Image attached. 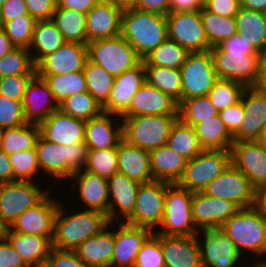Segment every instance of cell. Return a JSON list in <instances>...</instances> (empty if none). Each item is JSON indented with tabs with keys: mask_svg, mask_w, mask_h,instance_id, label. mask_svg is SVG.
I'll return each mask as SVG.
<instances>
[{
	"mask_svg": "<svg viewBox=\"0 0 266 267\" xmlns=\"http://www.w3.org/2000/svg\"><path fill=\"white\" fill-rule=\"evenodd\" d=\"M201 18L210 47L217 46L232 35L237 34V22L235 17L219 16L207 11L203 7L201 10Z\"/></svg>",
	"mask_w": 266,
	"mask_h": 267,
	"instance_id": "44",
	"label": "cell"
},
{
	"mask_svg": "<svg viewBox=\"0 0 266 267\" xmlns=\"http://www.w3.org/2000/svg\"><path fill=\"white\" fill-rule=\"evenodd\" d=\"M239 208L231 201L214 198L203 192L193 193L192 218L196 228L223 226Z\"/></svg>",
	"mask_w": 266,
	"mask_h": 267,
	"instance_id": "27",
	"label": "cell"
},
{
	"mask_svg": "<svg viewBox=\"0 0 266 267\" xmlns=\"http://www.w3.org/2000/svg\"><path fill=\"white\" fill-rule=\"evenodd\" d=\"M6 0H0V9L2 8V6L4 5V2H5Z\"/></svg>",
	"mask_w": 266,
	"mask_h": 267,
	"instance_id": "76",
	"label": "cell"
},
{
	"mask_svg": "<svg viewBox=\"0 0 266 267\" xmlns=\"http://www.w3.org/2000/svg\"><path fill=\"white\" fill-rule=\"evenodd\" d=\"M203 9V0H170V12H195Z\"/></svg>",
	"mask_w": 266,
	"mask_h": 267,
	"instance_id": "66",
	"label": "cell"
},
{
	"mask_svg": "<svg viewBox=\"0 0 266 267\" xmlns=\"http://www.w3.org/2000/svg\"><path fill=\"white\" fill-rule=\"evenodd\" d=\"M60 202L49 194L37 205L25 210L9 227L13 232L54 237L55 217Z\"/></svg>",
	"mask_w": 266,
	"mask_h": 267,
	"instance_id": "16",
	"label": "cell"
},
{
	"mask_svg": "<svg viewBox=\"0 0 266 267\" xmlns=\"http://www.w3.org/2000/svg\"><path fill=\"white\" fill-rule=\"evenodd\" d=\"M1 234L10 242L28 267H44L53 248V237L16 233L9 227L2 229Z\"/></svg>",
	"mask_w": 266,
	"mask_h": 267,
	"instance_id": "29",
	"label": "cell"
},
{
	"mask_svg": "<svg viewBox=\"0 0 266 267\" xmlns=\"http://www.w3.org/2000/svg\"><path fill=\"white\" fill-rule=\"evenodd\" d=\"M118 173L128 176L139 183H149L154 181L150 152L138 146L129 144L122 139L118 145Z\"/></svg>",
	"mask_w": 266,
	"mask_h": 267,
	"instance_id": "31",
	"label": "cell"
},
{
	"mask_svg": "<svg viewBox=\"0 0 266 267\" xmlns=\"http://www.w3.org/2000/svg\"><path fill=\"white\" fill-rule=\"evenodd\" d=\"M40 135L57 145L85 143L86 121L55 110L39 125Z\"/></svg>",
	"mask_w": 266,
	"mask_h": 267,
	"instance_id": "20",
	"label": "cell"
},
{
	"mask_svg": "<svg viewBox=\"0 0 266 267\" xmlns=\"http://www.w3.org/2000/svg\"><path fill=\"white\" fill-rule=\"evenodd\" d=\"M155 235L161 240L165 267H202L200 245L196 235Z\"/></svg>",
	"mask_w": 266,
	"mask_h": 267,
	"instance_id": "24",
	"label": "cell"
},
{
	"mask_svg": "<svg viewBox=\"0 0 266 267\" xmlns=\"http://www.w3.org/2000/svg\"><path fill=\"white\" fill-rule=\"evenodd\" d=\"M22 105L26 123L32 125H40L59 109L49 85L37 75L26 85Z\"/></svg>",
	"mask_w": 266,
	"mask_h": 267,
	"instance_id": "21",
	"label": "cell"
},
{
	"mask_svg": "<svg viewBox=\"0 0 266 267\" xmlns=\"http://www.w3.org/2000/svg\"><path fill=\"white\" fill-rule=\"evenodd\" d=\"M23 15H28L25 0H6L0 9V27L5 22Z\"/></svg>",
	"mask_w": 266,
	"mask_h": 267,
	"instance_id": "63",
	"label": "cell"
},
{
	"mask_svg": "<svg viewBox=\"0 0 266 267\" xmlns=\"http://www.w3.org/2000/svg\"><path fill=\"white\" fill-rule=\"evenodd\" d=\"M136 9L166 16L170 12V0H137Z\"/></svg>",
	"mask_w": 266,
	"mask_h": 267,
	"instance_id": "64",
	"label": "cell"
},
{
	"mask_svg": "<svg viewBox=\"0 0 266 267\" xmlns=\"http://www.w3.org/2000/svg\"><path fill=\"white\" fill-rule=\"evenodd\" d=\"M241 7L266 13V0H241Z\"/></svg>",
	"mask_w": 266,
	"mask_h": 267,
	"instance_id": "69",
	"label": "cell"
},
{
	"mask_svg": "<svg viewBox=\"0 0 266 267\" xmlns=\"http://www.w3.org/2000/svg\"><path fill=\"white\" fill-rule=\"evenodd\" d=\"M231 165L245 174L258 190L266 184V147L254 141L233 142L230 147Z\"/></svg>",
	"mask_w": 266,
	"mask_h": 267,
	"instance_id": "15",
	"label": "cell"
},
{
	"mask_svg": "<svg viewBox=\"0 0 266 267\" xmlns=\"http://www.w3.org/2000/svg\"><path fill=\"white\" fill-rule=\"evenodd\" d=\"M37 76L44 79L49 85L58 104L71 95L88 92L84 71H76L65 75Z\"/></svg>",
	"mask_w": 266,
	"mask_h": 267,
	"instance_id": "43",
	"label": "cell"
},
{
	"mask_svg": "<svg viewBox=\"0 0 266 267\" xmlns=\"http://www.w3.org/2000/svg\"><path fill=\"white\" fill-rule=\"evenodd\" d=\"M178 111L179 118L193 127L219 114L208 96L185 99L179 104Z\"/></svg>",
	"mask_w": 266,
	"mask_h": 267,
	"instance_id": "47",
	"label": "cell"
},
{
	"mask_svg": "<svg viewBox=\"0 0 266 267\" xmlns=\"http://www.w3.org/2000/svg\"><path fill=\"white\" fill-rule=\"evenodd\" d=\"M223 228L242 257L245 258L248 252V255L256 254L257 261L252 260L253 263L263 257L266 244V215L256 206L240 208L223 224Z\"/></svg>",
	"mask_w": 266,
	"mask_h": 267,
	"instance_id": "3",
	"label": "cell"
},
{
	"mask_svg": "<svg viewBox=\"0 0 266 267\" xmlns=\"http://www.w3.org/2000/svg\"><path fill=\"white\" fill-rule=\"evenodd\" d=\"M88 151L85 143H75L67 146V179L70 180L74 172L84 170Z\"/></svg>",
	"mask_w": 266,
	"mask_h": 267,
	"instance_id": "57",
	"label": "cell"
},
{
	"mask_svg": "<svg viewBox=\"0 0 266 267\" xmlns=\"http://www.w3.org/2000/svg\"><path fill=\"white\" fill-rule=\"evenodd\" d=\"M34 181L0 183V228L5 229L27 209L39 204L49 193Z\"/></svg>",
	"mask_w": 266,
	"mask_h": 267,
	"instance_id": "7",
	"label": "cell"
},
{
	"mask_svg": "<svg viewBox=\"0 0 266 267\" xmlns=\"http://www.w3.org/2000/svg\"><path fill=\"white\" fill-rule=\"evenodd\" d=\"M113 222H110L101 233L81 243L74 251L90 267H111L114 250ZM110 227V228H109Z\"/></svg>",
	"mask_w": 266,
	"mask_h": 267,
	"instance_id": "32",
	"label": "cell"
},
{
	"mask_svg": "<svg viewBox=\"0 0 266 267\" xmlns=\"http://www.w3.org/2000/svg\"><path fill=\"white\" fill-rule=\"evenodd\" d=\"M219 46L226 52H243L244 54H261L257 52L247 39V34L237 33L224 40Z\"/></svg>",
	"mask_w": 266,
	"mask_h": 267,
	"instance_id": "62",
	"label": "cell"
},
{
	"mask_svg": "<svg viewBox=\"0 0 266 267\" xmlns=\"http://www.w3.org/2000/svg\"><path fill=\"white\" fill-rule=\"evenodd\" d=\"M244 119L240 129L233 135V141H254L266 124V91L246 87L242 94Z\"/></svg>",
	"mask_w": 266,
	"mask_h": 267,
	"instance_id": "19",
	"label": "cell"
},
{
	"mask_svg": "<svg viewBox=\"0 0 266 267\" xmlns=\"http://www.w3.org/2000/svg\"><path fill=\"white\" fill-rule=\"evenodd\" d=\"M123 10L108 0L99 2L86 14L87 43L121 34Z\"/></svg>",
	"mask_w": 266,
	"mask_h": 267,
	"instance_id": "23",
	"label": "cell"
},
{
	"mask_svg": "<svg viewBox=\"0 0 266 267\" xmlns=\"http://www.w3.org/2000/svg\"><path fill=\"white\" fill-rule=\"evenodd\" d=\"M146 82L143 61L136 67L115 77L103 112L122 116L130 107L131 100L139 88Z\"/></svg>",
	"mask_w": 266,
	"mask_h": 267,
	"instance_id": "22",
	"label": "cell"
},
{
	"mask_svg": "<svg viewBox=\"0 0 266 267\" xmlns=\"http://www.w3.org/2000/svg\"><path fill=\"white\" fill-rule=\"evenodd\" d=\"M219 116L228 132L233 136L240 129L241 122L245 116L242 97L236 104L221 110Z\"/></svg>",
	"mask_w": 266,
	"mask_h": 267,
	"instance_id": "58",
	"label": "cell"
},
{
	"mask_svg": "<svg viewBox=\"0 0 266 267\" xmlns=\"http://www.w3.org/2000/svg\"><path fill=\"white\" fill-rule=\"evenodd\" d=\"M70 179L76 180L79 199L85 204L82 209L96 210L108 215L110 198L107 179L85 170L74 172Z\"/></svg>",
	"mask_w": 266,
	"mask_h": 267,
	"instance_id": "30",
	"label": "cell"
},
{
	"mask_svg": "<svg viewBox=\"0 0 266 267\" xmlns=\"http://www.w3.org/2000/svg\"><path fill=\"white\" fill-rule=\"evenodd\" d=\"M40 135L39 125L24 124L2 130L0 148L6 153H16L35 148Z\"/></svg>",
	"mask_w": 266,
	"mask_h": 267,
	"instance_id": "40",
	"label": "cell"
},
{
	"mask_svg": "<svg viewBox=\"0 0 266 267\" xmlns=\"http://www.w3.org/2000/svg\"><path fill=\"white\" fill-rule=\"evenodd\" d=\"M194 128L203 150L229 151L234 142L219 114L196 124Z\"/></svg>",
	"mask_w": 266,
	"mask_h": 267,
	"instance_id": "37",
	"label": "cell"
},
{
	"mask_svg": "<svg viewBox=\"0 0 266 267\" xmlns=\"http://www.w3.org/2000/svg\"><path fill=\"white\" fill-rule=\"evenodd\" d=\"M15 47L5 31L0 27V59Z\"/></svg>",
	"mask_w": 266,
	"mask_h": 267,
	"instance_id": "68",
	"label": "cell"
},
{
	"mask_svg": "<svg viewBox=\"0 0 266 267\" xmlns=\"http://www.w3.org/2000/svg\"><path fill=\"white\" fill-rule=\"evenodd\" d=\"M14 75H36L28 48L15 47L0 59V78Z\"/></svg>",
	"mask_w": 266,
	"mask_h": 267,
	"instance_id": "48",
	"label": "cell"
},
{
	"mask_svg": "<svg viewBox=\"0 0 266 267\" xmlns=\"http://www.w3.org/2000/svg\"><path fill=\"white\" fill-rule=\"evenodd\" d=\"M121 118L123 139L151 152L167 144L171 128L179 115H139Z\"/></svg>",
	"mask_w": 266,
	"mask_h": 267,
	"instance_id": "4",
	"label": "cell"
},
{
	"mask_svg": "<svg viewBox=\"0 0 266 267\" xmlns=\"http://www.w3.org/2000/svg\"><path fill=\"white\" fill-rule=\"evenodd\" d=\"M66 42L87 44L86 14L66 8H56L51 19Z\"/></svg>",
	"mask_w": 266,
	"mask_h": 267,
	"instance_id": "39",
	"label": "cell"
},
{
	"mask_svg": "<svg viewBox=\"0 0 266 267\" xmlns=\"http://www.w3.org/2000/svg\"><path fill=\"white\" fill-rule=\"evenodd\" d=\"M86 46L88 61L103 67L113 77L138 66L143 61L121 34L89 42Z\"/></svg>",
	"mask_w": 266,
	"mask_h": 267,
	"instance_id": "5",
	"label": "cell"
},
{
	"mask_svg": "<svg viewBox=\"0 0 266 267\" xmlns=\"http://www.w3.org/2000/svg\"><path fill=\"white\" fill-rule=\"evenodd\" d=\"M2 130H3V129L0 127V137H1V134H2Z\"/></svg>",
	"mask_w": 266,
	"mask_h": 267,
	"instance_id": "77",
	"label": "cell"
},
{
	"mask_svg": "<svg viewBox=\"0 0 266 267\" xmlns=\"http://www.w3.org/2000/svg\"><path fill=\"white\" fill-rule=\"evenodd\" d=\"M122 139L123 122L121 116L102 112L99 116L86 121L85 144L88 150L118 147Z\"/></svg>",
	"mask_w": 266,
	"mask_h": 267,
	"instance_id": "25",
	"label": "cell"
},
{
	"mask_svg": "<svg viewBox=\"0 0 266 267\" xmlns=\"http://www.w3.org/2000/svg\"><path fill=\"white\" fill-rule=\"evenodd\" d=\"M99 0H57V8L76 10L87 14Z\"/></svg>",
	"mask_w": 266,
	"mask_h": 267,
	"instance_id": "65",
	"label": "cell"
},
{
	"mask_svg": "<svg viewBox=\"0 0 266 267\" xmlns=\"http://www.w3.org/2000/svg\"><path fill=\"white\" fill-rule=\"evenodd\" d=\"M265 253H266V244L264 247L263 257H261V260H258V262H256V264L261 265V266H266V258H264ZM262 259H264V260H262Z\"/></svg>",
	"mask_w": 266,
	"mask_h": 267,
	"instance_id": "74",
	"label": "cell"
},
{
	"mask_svg": "<svg viewBox=\"0 0 266 267\" xmlns=\"http://www.w3.org/2000/svg\"><path fill=\"white\" fill-rule=\"evenodd\" d=\"M256 207L266 215V184L256 192Z\"/></svg>",
	"mask_w": 266,
	"mask_h": 267,
	"instance_id": "71",
	"label": "cell"
},
{
	"mask_svg": "<svg viewBox=\"0 0 266 267\" xmlns=\"http://www.w3.org/2000/svg\"><path fill=\"white\" fill-rule=\"evenodd\" d=\"M134 267H165L161 240L154 233L142 245Z\"/></svg>",
	"mask_w": 266,
	"mask_h": 267,
	"instance_id": "53",
	"label": "cell"
},
{
	"mask_svg": "<svg viewBox=\"0 0 266 267\" xmlns=\"http://www.w3.org/2000/svg\"><path fill=\"white\" fill-rule=\"evenodd\" d=\"M196 236L200 245L202 267H241L239 262L244 259L224 232L223 226L200 227Z\"/></svg>",
	"mask_w": 266,
	"mask_h": 267,
	"instance_id": "10",
	"label": "cell"
},
{
	"mask_svg": "<svg viewBox=\"0 0 266 267\" xmlns=\"http://www.w3.org/2000/svg\"><path fill=\"white\" fill-rule=\"evenodd\" d=\"M166 19L168 38L188 52H206L211 49L205 34L201 11L169 12Z\"/></svg>",
	"mask_w": 266,
	"mask_h": 267,
	"instance_id": "14",
	"label": "cell"
},
{
	"mask_svg": "<svg viewBox=\"0 0 266 267\" xmlns=\"http://www.w3.org/2000/svg\"><path fill=\"white\" fill-rule=\"evenodd\" d=\"M180 72L182 101L192 97L207 96L219 79L210 50L189 53Z\"/></svg>",
	"mask_w": 266,
	"mask_h": 267,
	"instance_id": "12",
	"label": "cell"
},
{
	"mask_svg": "<svg viewBox=\"0 0 266 267\" xmlns=\"http://www.w3.org/2000/svg\"><path fill=\"white\" fill-rule=\"evenodd\" d=\"M251 266H252V267H266V266L258 265V264H256V263H255V264L253 263V265H250V267H251Z\"/></svg>",
	"mask_w": 266,
	"mask_h": 267,
	"instance_id": "75",
	"label": "cell"
},
{
	"mask_svg": "<svg viewBox=\"0 0 266 267\" xmlns=\"http://www.w3.org/2000/svg\"><path fill=\"white\" fill-rule=\"evenodd\" d=\"M0 267H28L2 234L0 235Z\"/></svg>",
	"mask_w": 266,
	"mask_h": 267,
	"instance_id": "61",
	"label": "cell"
},
{
	"mask_svg": "<svg viewBox=\"0 0 266 267\" xmlns=\"http://www.w3.org/2000/svg\"><path fill=\"white\" fill-rule=\"evenodd\" d=\"M35 149L42 174L45 172L58 182L67 179V146L57 145L39 135Z\"/></svg>",
	"mask_w": 266,
	"mask_h": 267,
	"instance_id": "34",
	"label": "cell"
},
{
	"mask_svg": "<svg viewBox=\"0 0 266 267\" xmlns=\"http://www.w3.org/2000/svg\"><path fill=\"white\" fill-rule=\"evenodd\" d=\"M178 103L147 81L131 100L129 109L121 117L139 115H179Z\"/></svg>",
	"mask_w": 266,
	"mask_h": 267,
	"instance_id": "26",
	"label": "cell"
},
{
	"mask_svg": "<svg viewBox=\"0 0 266 267\" xmlns=\"http://www.w3.org/2000/svg\"><path fill=\"white\" fill-rule=\"evenodd\" d=\"M87 46L77 42H65L36 65V75H65L84 71Z\"/></svg>",
	"mask_w": 266,
	"mask_h": 267,
	"instance_id": "17",
	"label": "cell"
},
{
	"mask_svg": "<svg viewBox=\"0 0 266 267\" xmlns=\"http://www.w3.org/2000/svg\"><path fill=\"white\" fill-rule=\"evenodd\" d=\"M245 88L239 82L219 78L207 96L216 110L220 112L228 106L239 102Z\"/></svg>",
	"mask_w": 266,
	"mask_h": 267,
	"instance_id": "50",
	"label": "cell"
},
{
	"mask_svg": "<svg viewBox=\"0 0 266 267\" xmlns=\"http://www.w3.org/2000/svg\"><path fill=\"white\" fill-rule=\"evenodd\" d=\"M84 75L88 92L103 107L107 103L115 77L109 74L103 67L88 60L84 66Z\"/></svg>",
	"mask_w": 266,
	"mask_h": 267,
	"instance_id": "45",
	"label": "cell"
},
{
	"mask_svg": "<svg viewBox=\"0 0 266 267\" xmlns=\"http://www.w3.org/2000/svg\"><path fill=\"white\" fill-rule=\"evenodd\" d=\"M166 145L187 161L203 151L195 128L184 123L180 118L172 126Z\"/></svg>",
	"mask_w": 266,
	"mask_h": 267,
	"instance_id": "38",
	"label": "cell"
},
{
	"mask_svg": "<svg viewBox=\"0 0 266 267\" xmlns=\"http://www.w3.org/2000/svg\"><path fill=\"white\" fill-rule=\"evenodd\" d=\"M65 204H60L55 217L52 246L59 250L74 251L88 238L101 233L109 226L106 214L96 210L83 209L65 215Z\"/></svg>",
	"mask_w": 266,
	"mask_h": 267,
	"instance_id": "1",
	"label": "cell"
},
{
	"mask_svg": "<svg viewBox=\"0 0 266 267\" xmlns=\"http://www.w3.org/2000/svg\"><path fill=\"white\" fill-rule=\"evenodd\" d=\"M44 267H90L75 251L52 248Z\"/></svg>",
	"mask_w": 266,
	"mask_h": 267,
	"instance_id": "56",
	"label": "cell"
},
{
	"mask_svg": "<svg viewBox=\"0 0 266 267\" xmlns=\"http://www.w3.org/2000/svg\"><path fill=\"white\" fill-rule=\"evenodd\" d=\"M153 180L177 184L185 171L187 160L167 145L150 152Z\"/></svg>",
	"mask_w": 266,
	"mask_h": 267,
	"instance_id": "33",
	"label": "cell"
},
{
	"mask_svg": "<svg viewBox=\"0 0 266 267\" xmlns=\"http://www.w3.org/2000/svg\"><path fill=\"white\" fill-rule=\"evenodd\" d=\"M59 109L74 118L84 121H89L103 112L102 106L89 92L74 94L65 98L59 103Z\"/></svg>",
	"mask_w": 266,
	"mask_h": 267,
	"instance_id": "46",
	"label": "cell"
},
{
	"mask_svg": "<svg viewBox=\"0 0 266 267\" xmlns=\"http://www.w3.org/2000/svg\"><path fill=\"white\" fill-rule=\"evenodd\" d=\"M35 75H14L0 78V95L22 102L26 85Z\"/></svg>",
	"mask_w": 266,
	"mask_h": 267,
	"instance_id": "55",
	"label": "cell"
},
{
	"mask_svg": "<svg viewBox=\"0 0 266 267\" xmlns=\"http://www.w3.org/2000/svg\"><path fill=\"white\" fill-rule=\"evenodd\" d=\"M118 147L89 150L85 171L109 179L118 172Z\"/></svg>",
	"mask_w": 266,
	"mask_h": 267,
	"instance_id": "49",
	"label": "cell"
},
{
	"mask_svg": "<svg viewBox=\"0 0 266 267\" xmlns=\"http://www.w3.org/2000/svg\"><path fill=\"white\" fill-rule=\"evenodd\" d=\"M121 35L143 59L168 38L166 16L136 8L123 10Z\"/></svg>",
	"mask_w": 266,
	"mask_h": 267,
	"instance_id": "2",
	"label": "cell"
},
{
	"mask_svg": "<svg viewBox=\"0 0 266 267\" xmlns=\"http://www.w3.org/2000/svg\"><path fill=\"white\" fill-rule=\"evenodd\" d=\"M35 24L36 20L28 14L5 22L1 28L16 47L29 49Z\"/></svg>",
	"mask_w": 266,
	"mask_h": 267,
	"instance_id": "52",
	"label": "cell"
},
{
	"mask_svg": "<svg viewBox=\"0 0 266 267\" xmlns=\"http://www.w3.org/2000/svg\"><path fill=\"white\" fill-rule=\"evenodd\" d=\"M230 164V151L203 150L187 161L184 174L177 184L193 193L203 192Z\"/></svg>",
	"mask_w": 266,
	"mask_h": 267,
	"instance_id": "8",
	"label": "cell"
},
{
	"mask_svg": "<svg viewBox=\"0 0 266 267\" xmlns=\"http://www.w3.org/2000/svg\"><path fill=\"white\" fill-rule=\"evenodd\" d=\"M192 200L193 192L181 188L178 184H170L166 189L164 216L154 234L196 235L197 228L192 218Z\"/></svg>",
	"mask_w": 266,
	"mask_h": 267,
	"instance_id": "6",
	"label": "cell"
},
{
	"mask_svg": "<svg viewBox=\"0 0 266 267\" xmlns=\"http://www.w3.org/2000/svg\"><path fill=\"white\" fill-rule=\"evenodd\" d=\"M185 48L167 38L143 58L144 66L180 69L188 54Z\"/></svg>",
	"mask_w": 266,
	"mask_h": 267,
	"instance_id": "42",
	"label": "cell"
},
{
	"mask_svg": "<svg viewBox=\"0 0 266 267\" xmlns=\"http://www.w3.org/2000/svg\"><path fill=\"white\" fill-rule=\"evenodd\" d=\"M66 41L52 20L36 21L29 51L35 66Z\"/></svg>",
	"mask_w": 266,
	"mask_h": 267,
	"instance_id": "35",
	"label": "cell"
},
{
	"mask_svg": "<svg viewBox=\"0 0 266 267\" xmlns=\"http://www.w3.org/2000/svg\"><path fill=\"white\" fill-rule=\"evenodd\" d=\"M214 68L219 78L255 87L260 75L262 54L226 52L219 45L211 47Z\"/></svg>",
	"mask_w": 266,
	"mask_h": 267,
	"instance_id": "9",
	"label": "cell"
},
{
	"mask_svg": "<svg viewBox=\"0 0 266 267\" xmlns=\"http://www.w3.org/2000/svg\"><path fill=\"white\" fill-rule=\"evenodd\" d=\"M9 158L13 168V182L34 180L38 182L36 175L41 171L35 148L11 153Z\"/></svg>",
	"mask_w": 266,
	"mask_h": 267,
	"instance_id": "51",
	"label": "cell"
},
{
	"mask_svg": "<svg viewBox=\"0 0 266 267\" xmlns=\"http://www.w3.org/2000/svg\"><path fill=\"white\" fill-rule=\"evenodd\" d=\"M256 141L266 147V124L262 127L260 135Z\"/></svg>",
	"mask_w": 266,
	"mask_h": 267,
	"instance_id": "73",
	"label": "cell"
},
{
	"mask_svg": "<svg viewBox=\"0 0 266 267\" xmlns=\"http://www.w3.org/2000/svg\"><path fill=\"white\" fill-rule=\"evenodd\" d=\"M203 7L223 17H235L241 9V0H203Z\"/></svg>",
	"mask_w": 266,
	"mask_h": 267,
	"instance_id": "60",
	"label": "cell"
},
{
	"mask_svg": "<svg viewBox=\"0 0 266 267\" xmlns=\"http://www.w3.org/2000/svg\"><path fill=\"white\" fill-rule=\"evenodd\" d=\"M122 10L136 8L137 0H108Z\"/></svg>",
	"mask_w": 266,
	"mask_h": 267,
	"instance_id": "72",
	"label": "cell"
},
{
	"mask_svg": "<svg viewBox=\"0 0 266 267\" xmlns=\"http://www.w3.org/2000/svg\"><path fill=\"white\" fill-rule=\"evenodd\" d=\"M13 182V168L9 155L0 148V183Z\"/></svg>",
	"mask_w": 266,
	"mask_h": 267,
	"instance_id": "67",
	"label": "cell"
},
{
	"mask_svg": "<svg viewBox=\"0 0 266 267\" xmlns=\"http://www.w3.org/2000/svg\"><path fill=\"white\" fill-rule=\"evenodd\" d=\"M170 183L152 181L138 188L134 211L124 221L133 226L146 227L153 232L161 225L164 216L166 189Z\"/></svg>",
	"mask_w": 266,
	"mask_h": 267,
	"instance_id": "11",
	"label": "cell"
},
{
	"mask_svg": "<svg viewBox=\"0 0 266 267\" xmlns=\"http://www.w3.org/2000/svg\"><path fill=\"white\" fill-rule=\"evenodd\" d=\"M140 184L118 172L108 179L110 202L107 217L110 222L114 223L115 218L118 221L121 216L120 220L124 222L132 214Z\"/></svg>",
	"mask_w": 266,
	"mask_h": 267,
	"instance_id": "28",
	"label": "cell"
},
{
	"mask_svg": "<svg viewBox=\"0 0 266 267\" xmlns=\"http://www.w3.org/2000/svg\"><path fill=\"white\" fill-rule=\"evenodd\" d=\"M255 87L266 91V54L262 55L260 61V75Z\"/></svg>",
	"mask_w": 266,
	"mask_h": 267,
	"instance_id": "70",
	"label": "cell"
},
{
	"mask_svg": "<svg viewBox=\"0 0 266 267\" xmlns=\"http://www.w3.org/2000/svg\"><path fill=\"white\" fill-rule=\"evenodd\" d=\"M256 192L248 177L231 164L203 190L210 197L233 202L239 209L256 206Z\"/></svg>",
	"mask_w": 266,
	"mask_h": 267,
	"instance_id": "13",
	"label": "cell"
},
{
	"mask_svg": "<svg viewBox=\"0 0 266 267\" xmlns=\"http://www.w3.org/2000/svg\"><path fill=\"white\" fill-rule=\"evenodd\" d=\"M28 14L36 21L51 20L57 0H25Z\"/></svg>",
	"mask_w": 266,
	"mask_h": 267,
	"instance_id": "59",
	"label": "cell"
},
{
	"mask_svg": "<svg viewBox=\"0 0 266 267\" xmlns=\"http://www.w3.org/2000/svg\"><path fill=\"white\" fill-rule=\"evenodd\" d=\"M237 33H246L254 49L266 54V13L241 7L235 16Z\"/></svg>",
	"mask_w": 266,
	"mask_h": 267,
	"instance_id": "36",
	"label": "cell"
},
{
	"mask_svg": "<svg viewBox=\"0 0 266 267\" xmlns=\"http://www.w3.org/2000/svg\"><path fill=\"white\" fill-rule=\"evenodd\" d=\"M114 229V250L111 267H134L138 252L145 241L154 233L146 227L118 222Z\"/></svg>",
	"mask_w": 266,
	"mask_h": 267,
	"instance_id": "18",
	"label": "cell"
},
{
	"mask_svg": "<svg viewBox=\"0 0 266 267\" xmlns=\"http://www.w3.org/2000/svg\"><path fill=\"white\" fill-rule=\"evenodd\" d=\"M27 124L22 102L0 95V127L2 129Z\"/></svg>",
	"mask_w": 266,
	"mask_h": 267,
	"instance_id": "54",
	"label": "cell"
},
{
	"mask_svg": "<svg viewBox=\"0 0 266 267\" xmlns=\"http://www.w3.org/2000/svg\"><path fill=\"white\" fill-rule=\"evenodd\" d=\"M146 81L169 95L178 105L182 102V78L180 69L145 66Z\"/></svg>",
	"mask_w": 266,
	"mask_h": 267,
	"instance_id": "41",
	"label": "cell"
}]
</instances>
